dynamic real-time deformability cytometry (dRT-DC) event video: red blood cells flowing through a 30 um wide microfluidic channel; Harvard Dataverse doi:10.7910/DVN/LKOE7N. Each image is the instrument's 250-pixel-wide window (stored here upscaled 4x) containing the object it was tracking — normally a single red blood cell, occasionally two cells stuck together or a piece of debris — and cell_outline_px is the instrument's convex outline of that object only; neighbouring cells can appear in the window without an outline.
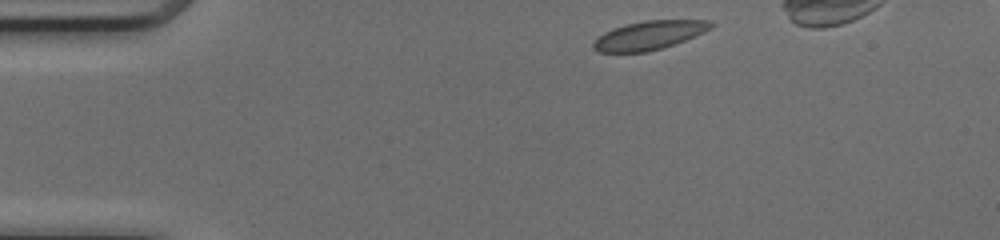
{"species": "common noctule bat (a hibernating species)", "species_latin": "Nyctalus noctula", "temperature_condition": "cold", "stored_images_in_passage": 36, "camera_frame_rate_fps": 3000, "um_per_image_px": 0.085, "animal": {"sex": "female", "body_mass_g": 17.0, "forearm_length_mm": 48.0}, "frame": {"image": 1, "passage_image": 1, "time_ms": 0.0, "image_size_px": [1000, 240], "cell_outline_px": [[716, 24], [712, 28], [704, 32], [684, 40], [648, 52], [596, 52], [592, 48], [592, 44], [604, 32], [612, 28], [624, 24], [644, 20], [712, 20]], "centroid_in_image_um": [55.18, 2.98], "position_along_channel_um": 29.8, "area_um2": 19.71}}
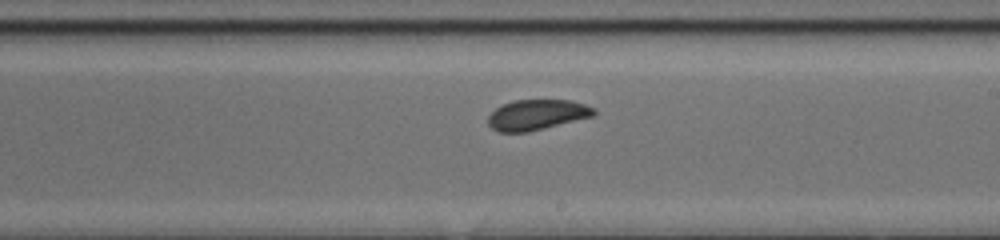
{"frame": {"image": 2, "passage_image": 21, "time_ms": 6.667, "image_size_px": [1000, 240], "cell_outline_px": [[596, 116], [528, 132], [500, 132], [492, 128], [488, 124], [488, 116], [496, 108], [512, 100], [572, 100], [596, 108]], "centroid_in_image_um": [45.68, 9.75], "position_along_channel_um": 243.3, "area_um2": 18.9}}
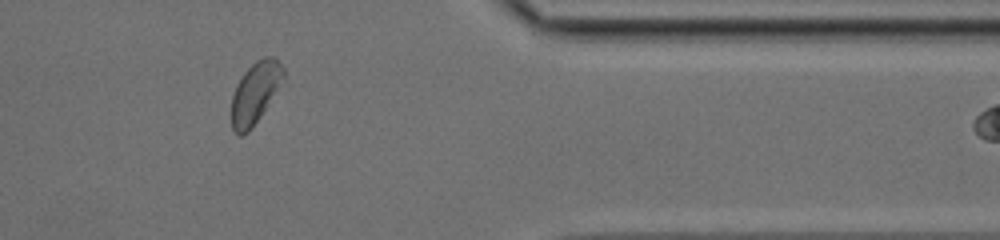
{"frame": {"image": 3, "passage_image": 33, "time_ms": 10.667, "image_size_px": [1000, 240], "cell_outline_px": [[288, 84], [252, 128], [248, 132], [240, 136], [232, 128], [232, 96], [236, 84], [244, 72], [256, 60], [264, 56], [276, 56], [284, 68], [288, 80]], "centroid_in_image_um": [21.83, 7.85], "position_along_channel_um": 389.6, "area_um2": 19.94}, "authors_computed_cell_mechanics": {"area_um2": 19.4786, "velocity_mm_per_s": 4.146, "shape_relaxation_time_tau1_ms": 2.9359, "shape_relaxation_time_tau2_ms": 0.3098, "deformation_change_tau1": 0.0857, "deformation_change_tau2": 0.0378}}